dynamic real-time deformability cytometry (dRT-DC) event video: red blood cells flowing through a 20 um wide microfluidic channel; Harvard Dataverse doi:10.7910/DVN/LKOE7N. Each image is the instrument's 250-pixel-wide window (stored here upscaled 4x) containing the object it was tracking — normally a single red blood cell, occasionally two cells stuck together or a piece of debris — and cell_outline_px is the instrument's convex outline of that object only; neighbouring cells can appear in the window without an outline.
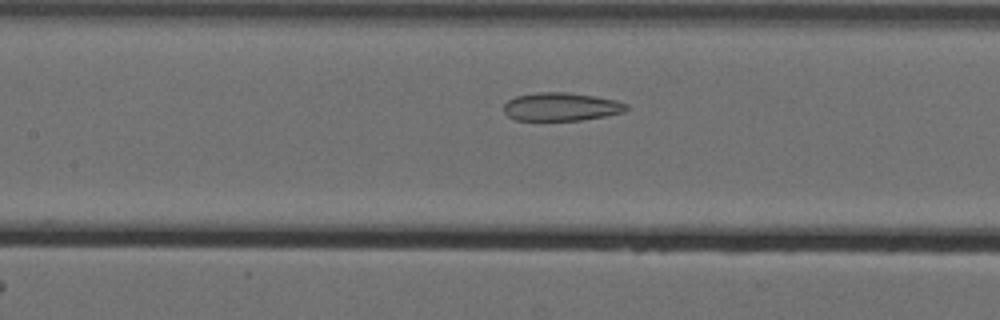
{"species": "Egyptian fruit bat (a non-hibernating species)", "species_latin": "Rousettus aegyptiacus", "temperature_condition": "cold", "stored_images_in_passage": 22, "camera_frame_rate_fps": 3000, "um_per_image_px": 0.085, "animal": {"sex": "female"}, "frame": {"image": 1, "passage_image": 12, "time_ms": 3.667, "image_size_px": [1000, 320], "cell_outline_px": [[628, 108], [624, 112], [604, 116], [580, 120], [516, 120], [508, 116], [504, 112], [504, 104], [508, 100], [516, 96], [536, 92], [564, 92], [596, 96], [616, 100], [628, 104]], "centroid_in_image_um": [47.7, 9.07], "position_along_channel_um": 159.7, "area_um2": 20.17}}
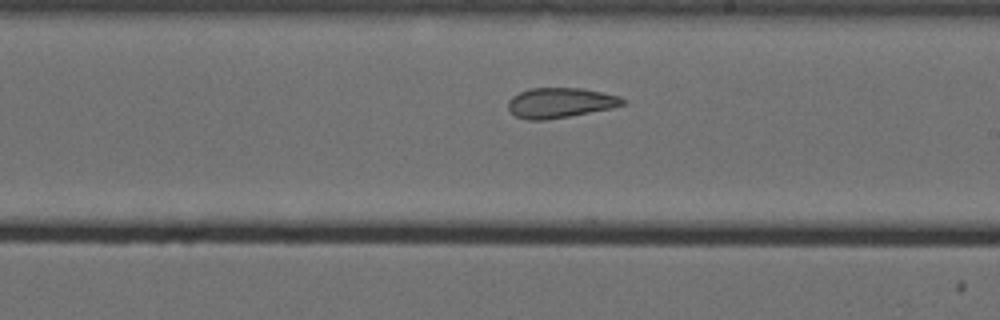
{"frame": {"image": 2, "passage_image": 19, "time_ms": 6.0, "image_size_px": [1000, 320], "cell_outline_px": [[624, 104], [612, 108], [568, 116], [544, 120], [528, 120], [516, 116], [508, 108], [508, 100], [512, 96], [520, 92], [532, 88], [584, 88], [620, 96], [624, 100]], "centroid_in_image_um": [47.61, 8.73], "position_along_channel_um": 241.4, "area_um2": 19.94}}